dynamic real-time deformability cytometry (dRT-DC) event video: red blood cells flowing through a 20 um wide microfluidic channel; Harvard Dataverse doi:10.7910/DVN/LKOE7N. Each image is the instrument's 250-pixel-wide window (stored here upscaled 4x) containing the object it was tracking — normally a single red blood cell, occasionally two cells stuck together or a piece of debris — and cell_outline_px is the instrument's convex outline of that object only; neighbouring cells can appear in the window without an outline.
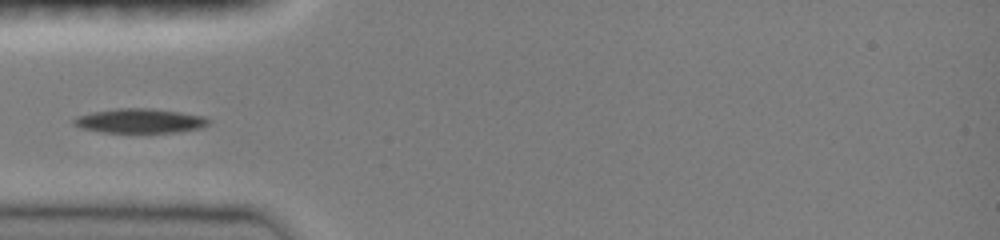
{"species": "common noctule bat (a hibernating species)", "species_latin": "Nyctalus noctula", "temperature_condition": "room temperature", "stored_images_in_passage": 33, "camera_frame_rate_fps": 3000, "um_per_image_px": 0.085, "animal": {"sex": "female", "body_mass_g": 19.0, "forearm_length_mm": 51.5}, "frame": {"image": 1, "passage_image": 1, "time_ms": 0.0, "image_size_px": [1000, 240], "cell_outline_px": [[212, 120], [204, 128], [176, 132], [100, 132], [80, 128], [72, 124], [72, 120], [76, 116], [92, 112], [116, 108], [152, 108], [180, 112], [204, 116]], "centroid_in_image_um": [11.89, 10.27], "position_along_channel_um": 73.1, "area_um2": 19.42}}
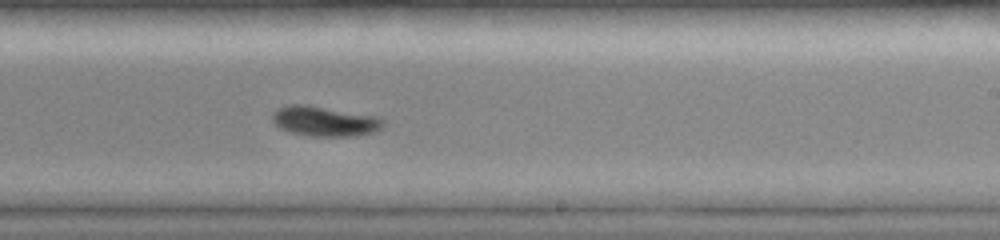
{"frame": {"image": 2, "passage_image": 15, "time_ms": 4.667, "image_size_px": [1000, 240], "cell_outline_px": [[384, 124], [376, 132], [352, 136], [312, 136], [292, 132], [280, 128], [272, 120], [272, 112], [276, 108], [292, 104], [308, 104], [376, 116], [384, 120]], "centroid_in_image_um": [27.58, 10.29], "position_along_channel_um": 261.4, "area_um2": 19.42}}
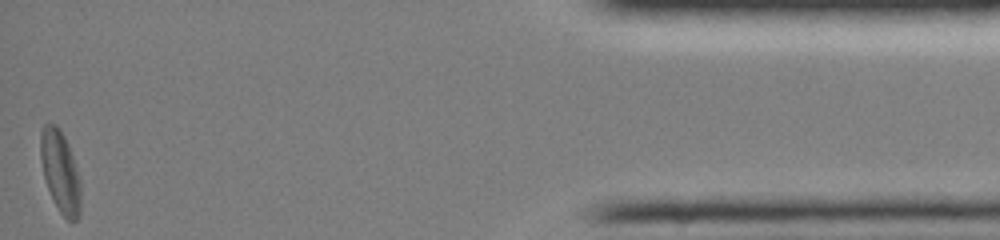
{"frame": {"image": 3, "passage_image": 33, "time_ms": 10.667, "image_size_px": [1000, 240], "cell_outline_px": [[80, 216], [76, 220], [68, 220], [60, 212], [48, 188], [44, 176], [40, 160], [40, 132], [44, 124], [56, 124], [64, 136], [68, 144], [80, 180]], "centroid_in_image_um": [5.11, 14.57], "position_along_channel_um": 430.1, "area_um2": 18.9}}